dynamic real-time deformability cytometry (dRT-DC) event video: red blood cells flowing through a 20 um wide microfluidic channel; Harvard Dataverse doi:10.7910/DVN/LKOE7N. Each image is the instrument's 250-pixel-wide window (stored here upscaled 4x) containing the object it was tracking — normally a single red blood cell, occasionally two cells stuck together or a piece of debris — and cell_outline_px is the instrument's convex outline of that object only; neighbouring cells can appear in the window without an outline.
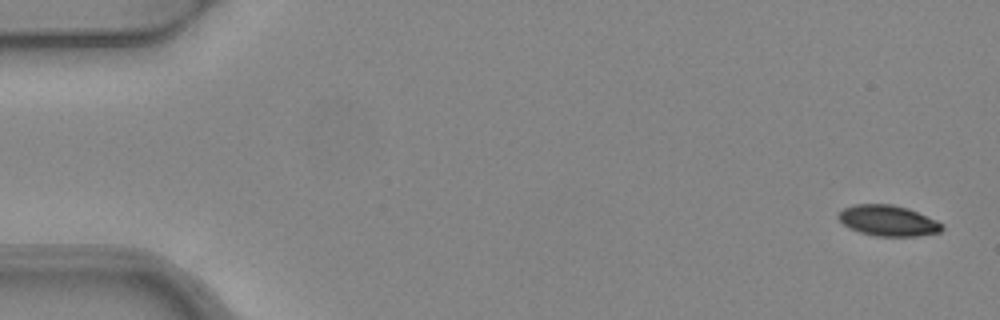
{"species": "common noctule bat (a hibernating species)", "species_latin": "Nyctalus noctula", "temperature_condition": "warm", "stored_images_in_passage": 6, "camera_frame_rate_fps": 3000, "um_per_image_px": 0.085, "animal": {"sex": "female", "body_mass_g": 24.6, "forearm_length_mm": 56.2}, "frame": {"image": 1, "passage_image": 1, "time_ms": 0.0, "image_size_px": [1000, 320], "cell_outline_px": [[944, 228], [940, 232], [916, 236], [876, 236], [860, 232], [848, 228], [836, 216], [844, 208], [856, 204], [892, 204], [908, 208], [936, 220], [944, 224]], "centroid_in_image_um": [75.49, 18.75], "position_along_channel_um": 9.5, "area_um2": 18.55}}
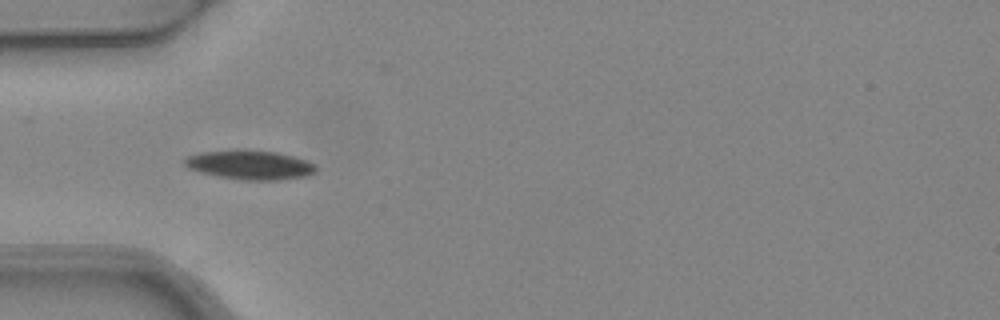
{"frame": {"image": 2, "passage_image": 5, "time_ms": 1.333, "image_size_px": [1000, 320], "cell_outline_px": [[316, 172], [308, 176], [280, 180], [244, 180], [220, 176], [200, 172], [188, 168], [184, 164], [184, 160], [188, 156], [200, 152], [236, 148], [276, 152], [292, 156], [304, 160], [312, 164], [316, 168]], "centroid_in_image_um": [21.21, 14.0], "position_along_channel_um": 63.8, "area_um2": 22.48}}
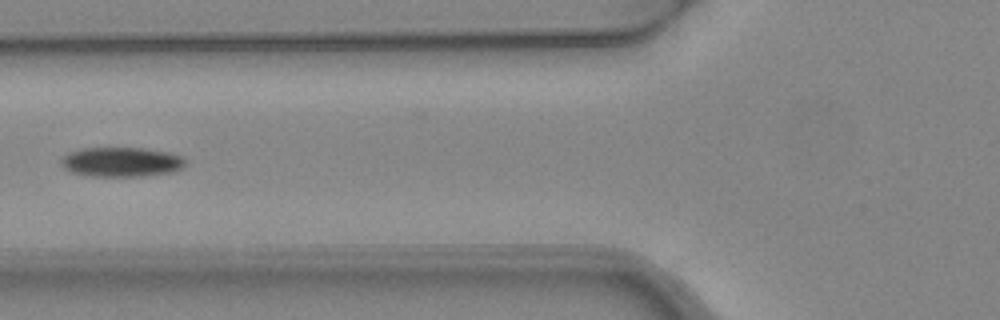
{"frame": {"image": 3, "passage_image": 6, "time_ms": 1.667, "image_size_px": [1000, 320], "cell_outline_px": [[184, 168], [172, 172], [144, 176], [92, 176], [72, 172], [64, 168], [60, 164], [60, 160], [68, 152], [80, 148], [144, 148], [168, 152], [184, 156]], "centroid_in_image_um": [10.32, 13.76], "position_along_channel_um": 115.5, "area_um2": 21.56}}